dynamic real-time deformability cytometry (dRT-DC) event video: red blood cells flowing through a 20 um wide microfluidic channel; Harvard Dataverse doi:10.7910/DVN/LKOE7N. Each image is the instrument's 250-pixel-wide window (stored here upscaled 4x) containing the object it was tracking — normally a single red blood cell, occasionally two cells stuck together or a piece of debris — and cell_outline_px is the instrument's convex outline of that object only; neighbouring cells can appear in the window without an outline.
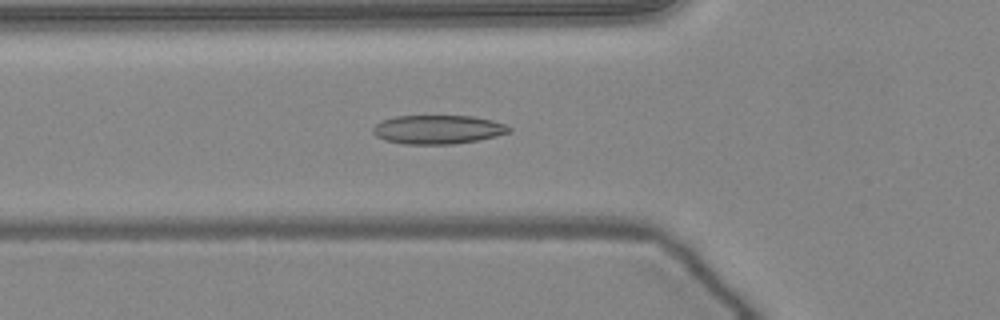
{"species": "common noctule bat (a hibernating species)", "species_latin": "Nyctalus noctula", "temperature_condition": "warm", "stored_images_in_passage": 51, "camera_frame_rate_fps": 3000, "um_per_image_px": 0.085, "animal": {"sex": "female", "body_mass_g": 24.6, "forearm_length_mm": 56.2}, "frame": {"image": 1, "passage_image": 18, "time_ms": 5.667, "image_size_px": [1000, 320], "cell_outline_px": [[512, 132], [496, 136], [476, 140], [452, 144], [404, 144], [384, 140], [376, 136], [372, 132], [372, 128], [380, 120], [396, 116], [472, 116], [492, 120], [504, 124], [512, 128]], "centroid_in_image_um": [37.2, 11.0], "position_along_channel_um": 88.6, "area_um2": 22.95}}
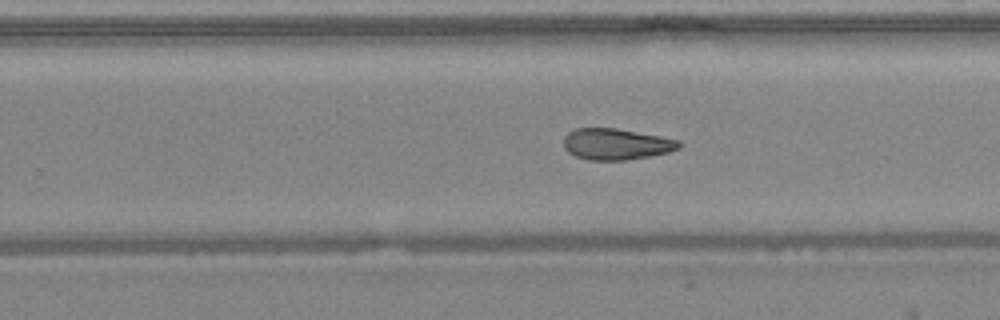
{"frame": {"image": 2, "passage_image": 32, "time_ms": 10.333, "image_size_px": [1000, 320], "cell_outline_px": [[680, 148], [668, 152], [628, 160], [588, 160], [576, 156], [568, 152], [564, 148], [564, 136], [568, 132], [576, 128], [616, 128], [660, 136], [680, 140]], "centroid_in_image_um": [52.36, 12.25], "position_along_channel_um": 277.4, "area_um2": 20.98}}
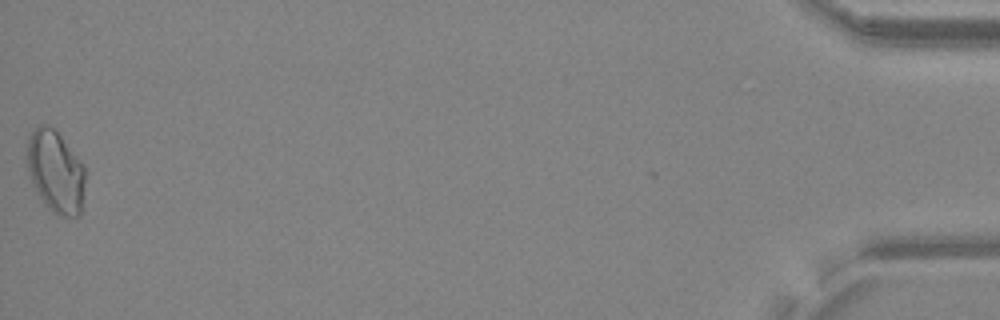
{"frame": {"image": 3, "passage_image": 51, "time_ms": 16.667, "image_size_px": [1000, 320], "cell_outline_px": [[84, 180], [80, 216], [64, 216], [52, 212], [44, 204], [36, 192], [32, 184], [24, 160], [28, 136], [40, 124], [48, 124], [60, 136], [84, 168]], "centroid_in_image_um": [4.64, 14.59], "position_along_channel_um": 430.6, "area_um2": 27.74}, "authors_computed_cell_mechanics": {"area_um2": 22.4842, "velocity_mm_per_s": 4.0372, "shape_relaxation_time_tau1_ms": null, "shape_relaxation_time_tau2_ms": 5.7338, "deformation_change_tau1": null, "deformation_change_tau2": 0.1185}}